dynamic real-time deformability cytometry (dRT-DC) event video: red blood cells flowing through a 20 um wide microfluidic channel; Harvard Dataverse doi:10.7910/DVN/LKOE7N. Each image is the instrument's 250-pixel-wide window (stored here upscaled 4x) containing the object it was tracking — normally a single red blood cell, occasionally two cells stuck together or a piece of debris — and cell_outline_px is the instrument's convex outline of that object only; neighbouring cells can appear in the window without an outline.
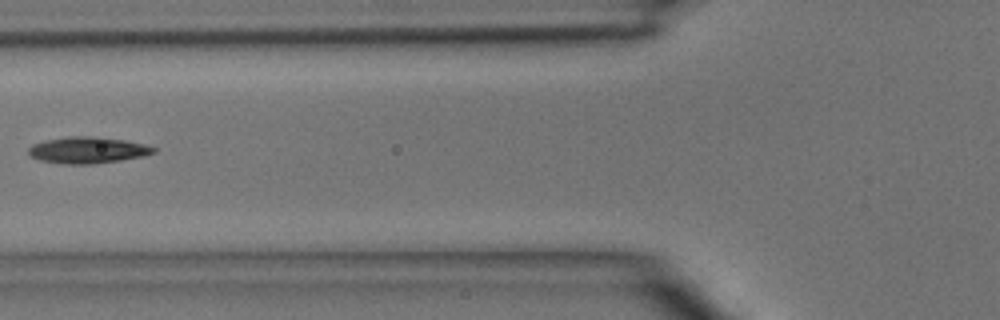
{"species": "common noctule bat (a hibernating species)", "species_latin": "Nyctalus noctula", "temperature_condition": "room temperature", "stored_images_in_passage": 5, "camera_frame_rate_fps": 3000, "um_per_image_px": 0.085, "animal": {"sex": "male", "body_mass_g": 15.6}, "frame": {"image": 1, "passage_image": 5, "time_ms": 5.333, "image_size_px": [1000, 320], "cell_outline_px": [[156, 152], [144, 156], [120, 160], [92, 164], [64, 164], [40, 160], [32, 156], [28, 152], [28, 148], [32, 144], [44, 140], [68, 136], [96, 136], [124, 140], [144, 144], [156, 148]], "centroid_in_image_um": [7.44, 12.75], "position_along_channel_um": 118.4, "area_um2": 19.31}}